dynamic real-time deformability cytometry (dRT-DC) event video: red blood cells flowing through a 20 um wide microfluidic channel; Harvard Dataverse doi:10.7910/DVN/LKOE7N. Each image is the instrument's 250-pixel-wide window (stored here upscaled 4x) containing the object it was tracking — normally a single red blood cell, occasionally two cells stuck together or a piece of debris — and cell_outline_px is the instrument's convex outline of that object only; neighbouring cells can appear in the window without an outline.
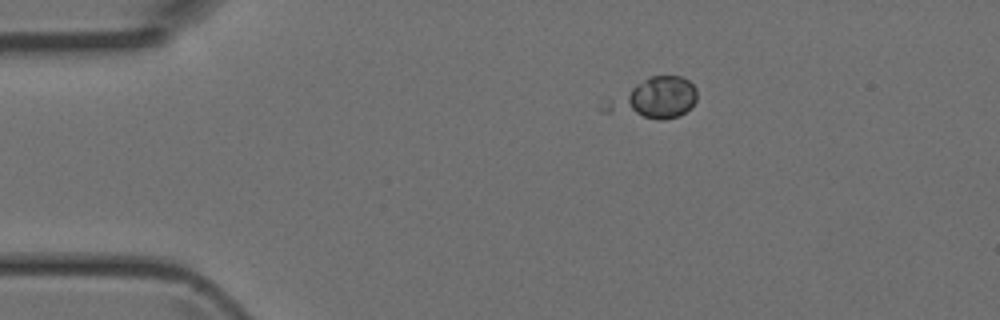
{"species": "Egyptian fruit bat (a non-hibernating species)", "species_latin": "Rousettus aegyptiacus", "temperature_condition": "room temperature", "stored_images_in_passage": 4, "camera_frame_rate_fps": 3000, "um_per_image_px": 0.085, "animal": {"sex": "female"}, "frame": {"image": 1, "passage_image": 1, "time_ms": 0.0, "image_size_px": [1000, 320], "cell_outline_px": [[696, 100], [680, 116], [664, 120], [660, 120], [604, 112], [596, 108], [636, 84], [652, 76], [680, 76], [688, 80], [696, 88]], "centroid_in_image_um": [55.59, 8.39], "position_along_channel_um": 29.4, "area_um2": 21.15}}
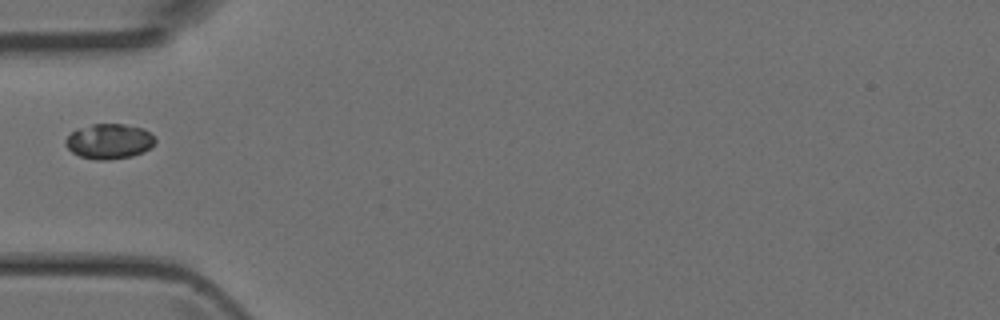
{"frame": {"image": 2, "passage_image": 3, "time_ms": 0.667, "image_size_px": [1000, 320], "cell_outline_px": [[156, 140], [148, 148], [132, 156], [104, 160], [96, 160], [80, 156], [72, 152], [64, 144], [64, 140], [76, 128], [92, 124], [124, 124], [144, 128]], "centroid_in_image_um": [9.22, 12.0], "position_along_channel_um": 75.8, "area_um2": 18.15}}
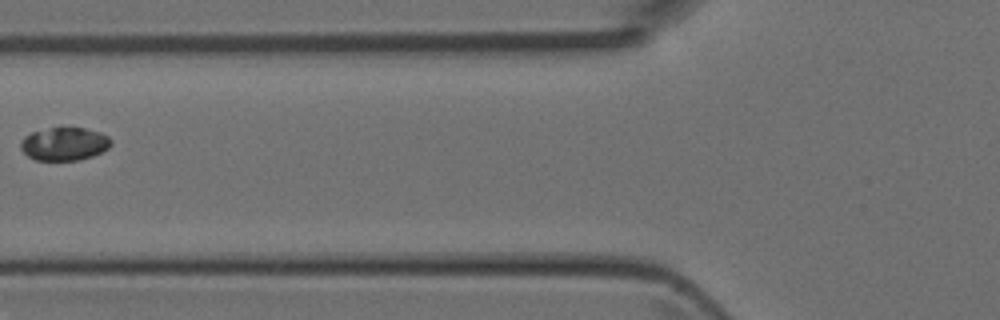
{"frame": {"image": 3, "passage_image": 4, "time_ms": 1.0, "image_size_px": [1000, 320], "cell_outline_px": [[112, 144], [108, 148], [92, 156], [80, 160], [36, 160], [28, 156], [20, 148], [20, 140], [24, 136], [32, 132], [52, 128], [84, 128], [100, 132], [108, 136], [112, 140]], "centroid_in_image_um": [5.47, 12.23], "position_along_channel_um": 120.3, "area_um2": 17.4}}